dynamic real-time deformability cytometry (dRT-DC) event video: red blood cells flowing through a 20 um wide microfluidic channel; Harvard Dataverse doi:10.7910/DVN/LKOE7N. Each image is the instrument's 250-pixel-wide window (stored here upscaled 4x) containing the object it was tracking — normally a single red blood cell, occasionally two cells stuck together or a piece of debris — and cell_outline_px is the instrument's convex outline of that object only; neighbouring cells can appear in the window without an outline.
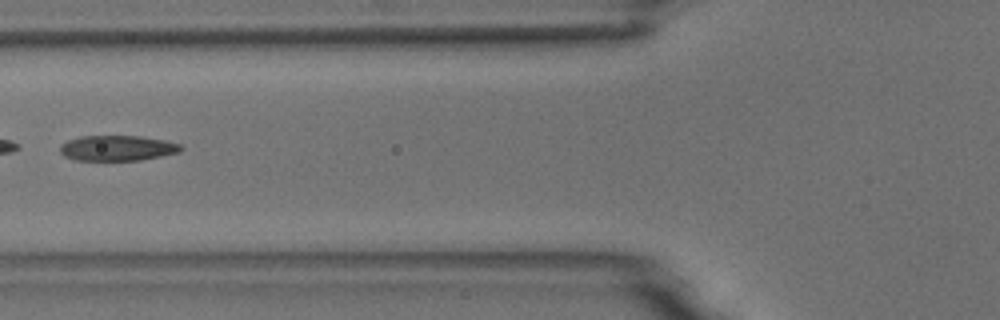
{"species": "common noctule bat (a hibernating species)", "species_latin": "Nyctalus noctula", "temperature_condition": "room temperature", "stored_images_in_passage": 7, "camera_frame_rate_fps": 3000, "um_per_image_px": 0.085, "animal": {"sex": "male", "body_mass_g": 18.8}, "frame": {"image": 1, "passage_image": 6, "time_ms": 6.0, "image_size_px": [1000, 320], "cell_outline_px": [[184, 148], [180, 152], [140, 160], [76, 160], [64, 156], [60, 152], [60, 144], [68, 140], [80, 136], [140, 136], [164, 140], [180, 144]], "centroid_in_image_um": [9.97, 12.58], "position_along_channel_um": 115.8, "area_um2": 17.86}}